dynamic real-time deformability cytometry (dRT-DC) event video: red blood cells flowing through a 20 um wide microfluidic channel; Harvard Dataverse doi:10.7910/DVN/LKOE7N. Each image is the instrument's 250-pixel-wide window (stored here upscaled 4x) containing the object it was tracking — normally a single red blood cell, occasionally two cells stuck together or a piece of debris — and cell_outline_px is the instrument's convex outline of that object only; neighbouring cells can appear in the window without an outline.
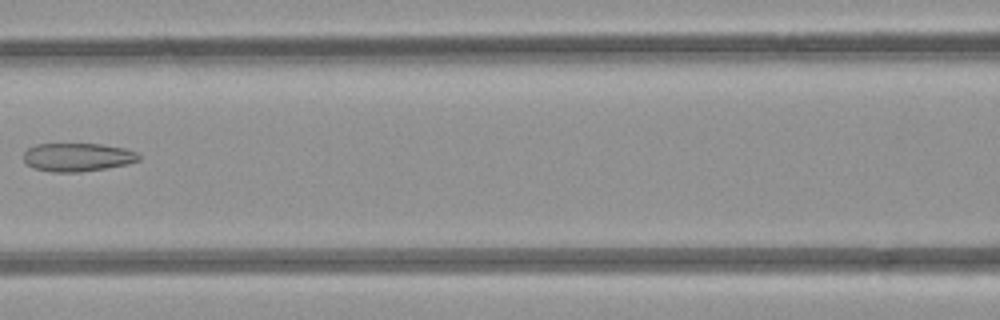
{"species": "common noctule bat (a hibernating species)", "species_latin": "Nyctalus noctula", "temperature_condition": "room temperature", "stored_images_in_passage": 7, "camera_frame_rate_fps": 3000, "um_per_image_px": 0.085, "animal": {"sex": "female", "body_mass_g": 21.9}, "frame": {"image": 1, "passage_image": 7, "time_ms": 7.0, "image_size_px": [1000, 320], "cell_outline_px": [[140, 160], [128, 164], [108, 168], [80, 172], [52, 172], [32, 168], [24, 164], [24, 152], [28, 148], [36, 144], [100, 144], [124, 148], [136, 152], [140, 156]], "centroid_in_image_um": [6.57, 13.37], "position_along_channel_um": 160.0, "area_um2": 19.25}}